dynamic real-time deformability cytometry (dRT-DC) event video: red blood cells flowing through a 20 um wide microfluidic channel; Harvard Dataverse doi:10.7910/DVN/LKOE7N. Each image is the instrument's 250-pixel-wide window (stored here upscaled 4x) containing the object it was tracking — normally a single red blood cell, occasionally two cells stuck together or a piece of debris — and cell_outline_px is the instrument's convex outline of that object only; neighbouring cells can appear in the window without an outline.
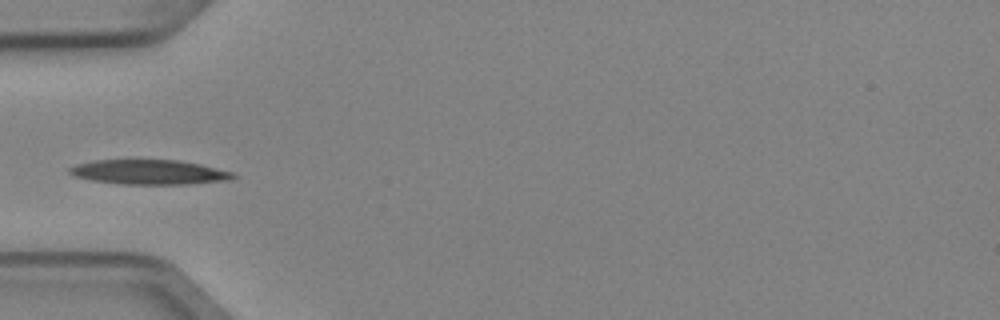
{"species": "Egyptian fruit bat (a non-hibernating species)", "species_latin": "Rousettus aegyptiacus", "temperature_condition": "cold", "stored_images_in_passage": 6, "camera_frame_rate_fps": 3000, "um_per_image_px": 0.085, "animal": {"sex": "female"}, "frame": {"image": 1, "passage_image": 5, "time_ms": 1.333, "image_size_px": [1000, 320], "cell_outline_px": [[236, 176], [232, 180], [188, 184], [120, 184], [92, 180], [76, 176], [68, 172], [68, 168], [76, 164], [96, 160], [176, 160], [200, 164], [232, 172]], "centroid_in_image_um": [12.69, 14.63], "position_along_channel_um": 72.3, "area_um2": 23.41}}
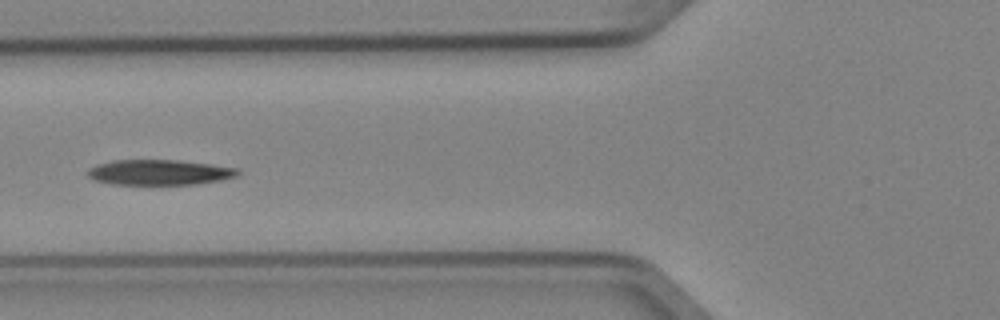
{"frame": {"image": 2, "passage_image": 6, "time_ms": 1.667, "image_size_px": [1000, 320], "cell_outline_px": [[240, 172], [236, 176], [220, 180], [192, 184], [112, 184], [96, 180], [88, 176], [88, 168], [96, 164], [112, 160], [176, 160], [212, 164], [236, 168]], "centroid_in_image_um": [13.51, 14.64], "position_along_channel_um": 112.3, "area_um2": 21.96}}